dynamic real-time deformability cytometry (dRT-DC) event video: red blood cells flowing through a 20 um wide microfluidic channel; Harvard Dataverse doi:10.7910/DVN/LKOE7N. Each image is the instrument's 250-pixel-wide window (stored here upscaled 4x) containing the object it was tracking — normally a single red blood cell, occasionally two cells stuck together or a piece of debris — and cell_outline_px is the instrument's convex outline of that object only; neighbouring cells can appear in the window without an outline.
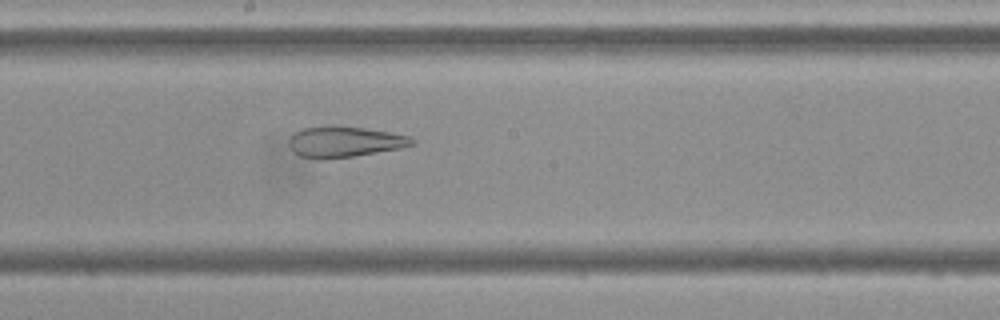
{"species": "Egyptian fruit bat (a non-hibernating species)", "species_latin": "Rousettus aegyptiacus", "temperature_condition": "cold", "stored_images_in_passage": 42, "camera_frame_rate_fps": 3000, "um_per_image_px": 0.085, "frame": {"image": 1, "passage_image": 17, "time_ms": 5.333, "image_size_px": [1000, 320], "cell_outline_px": [[416, 144], [400, 148], [352, 156], [320, 160], [300, 156], [288, 144], [288, 140], [296, 132], [304, 128], [364, 128], [388, 132], [408, 136], [416, 140]], "centroid_in_image_um": [29.32, 12.09], "position_along_channel_um": 218.9, "area_um2": 21.21}}
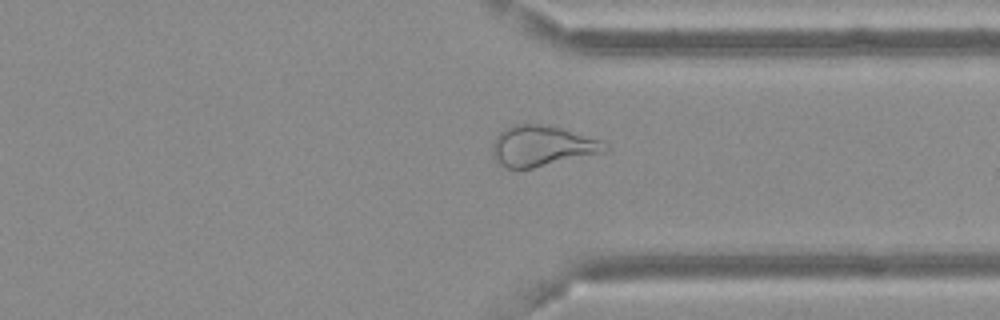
{"frame": {"image": 2, "passage_image": 29, "time_ms": 9.333, "image_size_px": [1000, 320], "cell_outline_px": [[608, 148], [604, 152], [532, 168], [508, 168], [496, 164], [492, 156], [492, 144], [496, 136], [504, 128], [516, 124], [540, 124], [560, 128], [600, 140], [608, 144]], "centroid_in_image_um": [46.01, 12.41], "position_along_channel_um": 365.4, "area_um2": 26.47}}
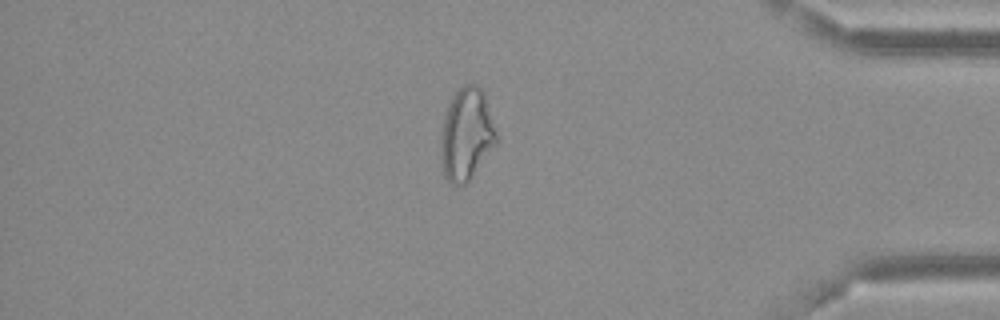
{"frame": {"image": 3, "passage_image": 34, "time_ms": 11.0, "image_size_px": [1000, 320], "cell_outline_px": [[496, 144], [468, 180], [464, 184], [448, 184], [444, 176], [440, 160], [440, 136], [448, 104], [456, 92], [464, 84], [476, 84], [484, 92], [496, 132]], "centroid_in_image_um": [39.61, 11.42], "position_along_channel_um": 395.6, "area_um2": 29.59}, "authors_computed_cell_mechanics": {"area_um2": 28.2931, "velocity_mm_per_s": 3.6709, "shape_relaxation_time_tau1_ms": null, "shape_relaxation_time_tau2_ms": 2.4066, "deformation_change_tau1": null, "deformation_change_tau2": 0.1257}}